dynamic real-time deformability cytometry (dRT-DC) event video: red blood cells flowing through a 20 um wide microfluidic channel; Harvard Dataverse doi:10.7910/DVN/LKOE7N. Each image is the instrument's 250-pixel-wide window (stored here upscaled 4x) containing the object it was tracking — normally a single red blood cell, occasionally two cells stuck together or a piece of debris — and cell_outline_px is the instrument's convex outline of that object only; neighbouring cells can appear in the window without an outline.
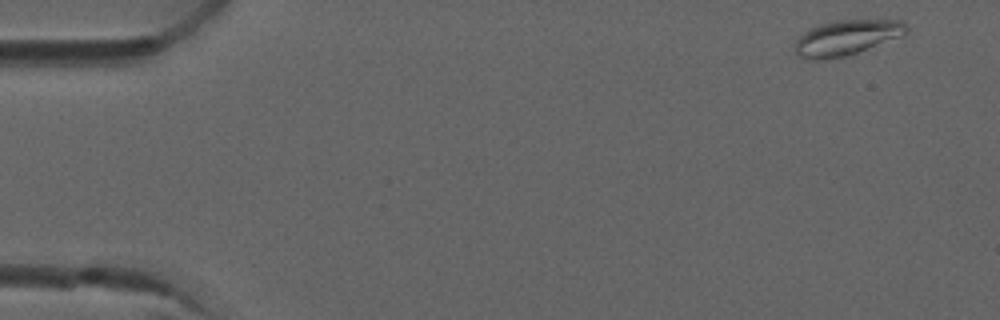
{"species": "common noctule bat (a hibernating species)", "species_latin": "Nyctalus noctula", "temperature_condition": "room temperature", "stored_images_in_passage": 8, "camera_frame_rate_fps": 3000, "um_per_image_px": 0.085, "animal": {"sex": "male", "forearm_length_mm": 52.5}, "frame": {"image": 1, "passage_image": 1, "time_ms": 0.0, "image_size_px": [1000, 320], "cell_outline_px": [[908, 32], [856, 52], [844, 56], [820, 60], [812, 60], [796, 56], [792, 48], [792, 44], [808, 28], [820, 24], [836, 20], [900, 20], [908, 28]], "centroid_in_image_um": [71.82, 3.2], "position_along_channel_um": 13.2, "area_um2": 22.6}}
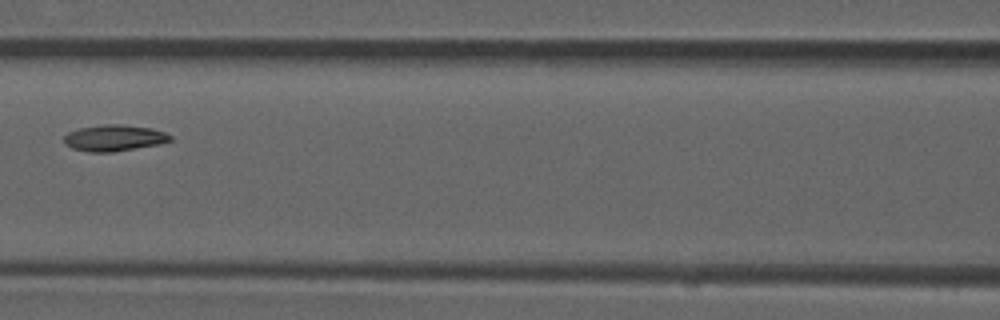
{"frame": {"image": 2, "passage_image": 7, "time_ms": 2.0, "image_size_px": [1000, 320], "cell_outline_px": [[172, 140], [160, 144], [112, 152], [88, 152], [72, 148], [64, 144], [64, 136], [68, 132], [80, 128], [104, 124], [120, 124], [152, 128], [164, 132], [172, 136]], "centroid_in_image_um": [9.7, 11.73], "position_along_channel_um": 156.9, "area_um2": 16.3}}
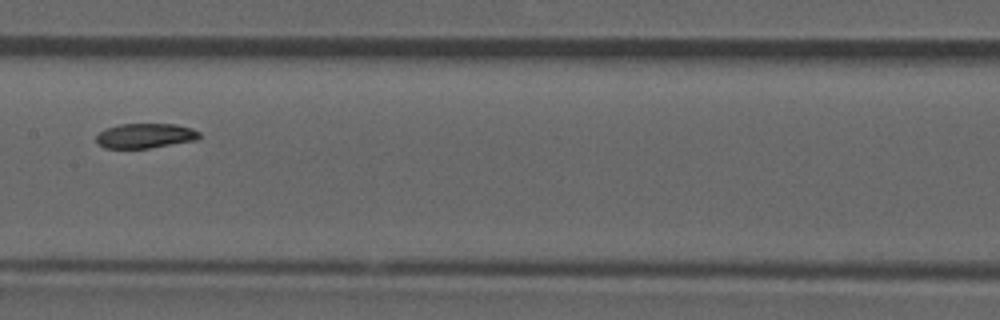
{"frame": {"image": 3, "passage_image": 8, "time_ms": 2.333, "image_size_px": [1000, 320], "cell_outline_px": [[200, 136], [196, 140], [148, 148], [104, 148], [96, 140], [96, 136], [100, 132], [108, 128], [120, 124], [176, 124], [192, 128], [200, 132]], "centroid_in_image_um": [12.37, 11.53], "position_along_channel_um": 195.0, "area_um2": 14.74}}